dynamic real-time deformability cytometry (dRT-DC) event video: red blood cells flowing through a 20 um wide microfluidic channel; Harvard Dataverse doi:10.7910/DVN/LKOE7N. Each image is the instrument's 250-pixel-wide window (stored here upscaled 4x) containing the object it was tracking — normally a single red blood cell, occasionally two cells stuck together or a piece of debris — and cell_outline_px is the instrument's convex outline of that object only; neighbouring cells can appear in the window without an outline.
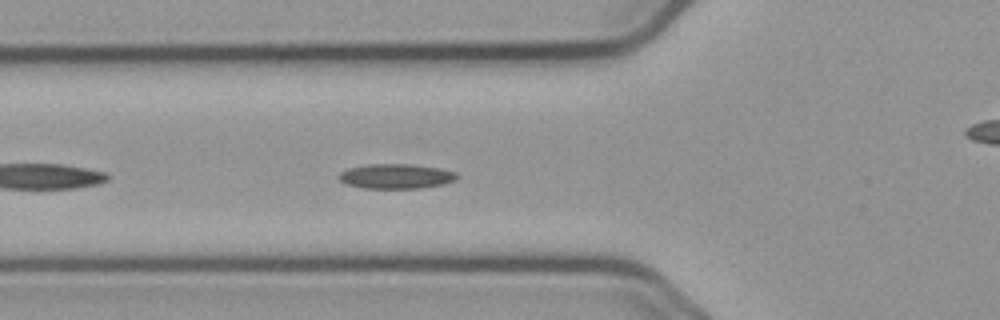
{"species": "common noctule bat (a hibernating species)", "species_latin": "Nyctalus noctula", "temperature_condition": "cold", "stored_images_in_passage": 42, "camera_frame_rate_fps": 3000, "um_per_image_px": 0.085, "animal": {"sex": "male", "body_mass_g": 23.1, "forearm_length_mm": 52.7}, "frame": {"image": 1, "passage_image": 5, "time_ms": 1.333, "image_size_px": [1000, 320], "cell_outline_px": [[456, 176], [452, 180], [444, 184], [420, 188], [364, 188], [348, 184], [340, 180], [340, 172], [348, 168], [368, 164], [408, 164], [436, 168], [456, 172]], "centroid_in_image_um": [33.62, 14.98], "position_along_channel_um": 92.2, "area_um2": 16.65}}
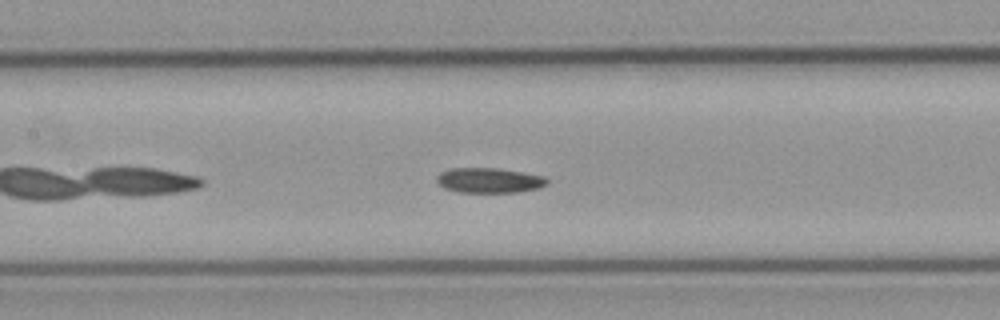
{"frame": {"image": 2, "passage_image": 11, "time_ms": 3.333, "image_size_px": [1000, 320], "cell_outline_px": [[548, 184], [540, 188], [520, 192], [460, 192], [444, 188], [436, 180], [436, 176], [440, 172], [452, 168], [496, 168], [544, 176], [548, 180]], "centroid_in_image_um": [41.59, 15.33], "position_along_channel_um": 165.8, "area_um2": 16.07}}
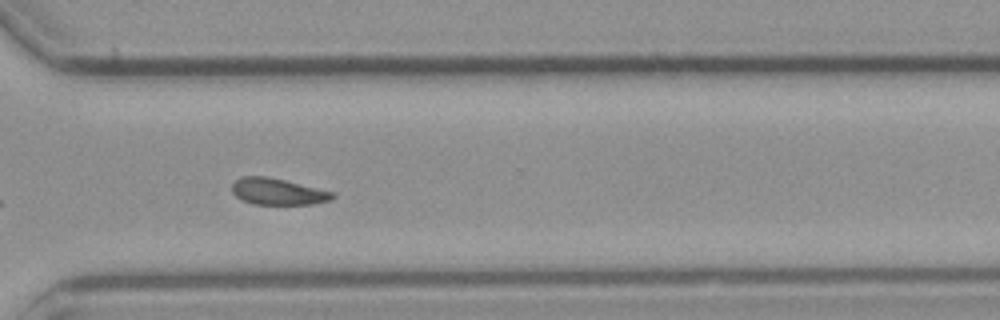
{"frame": {"image": 3, "passage_image": 26, "time_ms": 8.333, "image_size_px": [1000, 320], "cell_outline_px": [[336, 196], [332, 200], [312, 204], [252, 204], [236, 196], [232, 192], [232, 184], [240, 176], [264, 176], [284, 180], [332, 192]], "centroid_in_image_um": [23.59, 16.29], "position_along_channel_um": 347.0, "area_um2": 15.32}}